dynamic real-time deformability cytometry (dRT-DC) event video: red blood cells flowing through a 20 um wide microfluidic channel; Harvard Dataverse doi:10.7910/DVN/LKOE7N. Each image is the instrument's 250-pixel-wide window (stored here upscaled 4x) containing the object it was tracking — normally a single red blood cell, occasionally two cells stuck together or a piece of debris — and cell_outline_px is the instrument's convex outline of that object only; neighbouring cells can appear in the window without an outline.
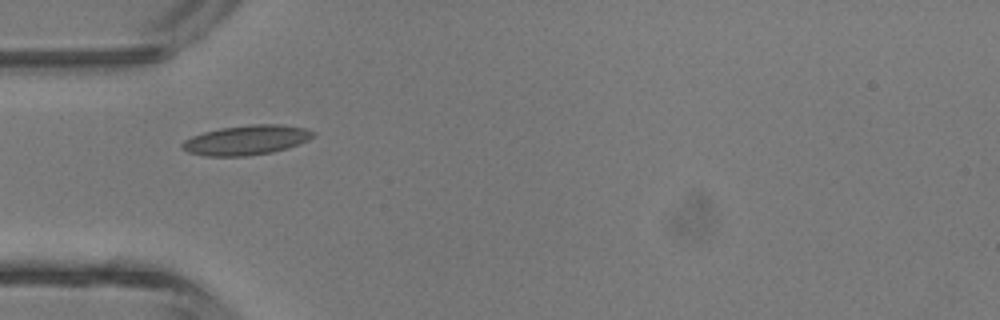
{"species": "common noctule bat (a hibernating species)", "species_latin": "Nyctalus noctula", "temperature_condition": "room temperature", "stored_images_in_passage": 3, "camera_frame_rate_fps": 3000, "um_per_image_px": 0.085, "animal": {"sex": "male", "body_mass_g": 13.3}, "frame": {"image": 1, "passage_image": 3, "time_ms": 2.333, "image_size_px": [1000, 320], "cell_outline_px": [[316, 136], [300, 144], [288, 148], [272, 152], [248, 156], [204, 156], [188, 152], [180, 148], [180, 144], [184, 140], [192, 136], [204, 132], [220, 128], [252, 124], [280, 124], [304, 128], [316, 132]], "centroid_in_image_um": [20.95, 11.91], "position_along_channel_um": 64.0, "area_um2": 22.89}}